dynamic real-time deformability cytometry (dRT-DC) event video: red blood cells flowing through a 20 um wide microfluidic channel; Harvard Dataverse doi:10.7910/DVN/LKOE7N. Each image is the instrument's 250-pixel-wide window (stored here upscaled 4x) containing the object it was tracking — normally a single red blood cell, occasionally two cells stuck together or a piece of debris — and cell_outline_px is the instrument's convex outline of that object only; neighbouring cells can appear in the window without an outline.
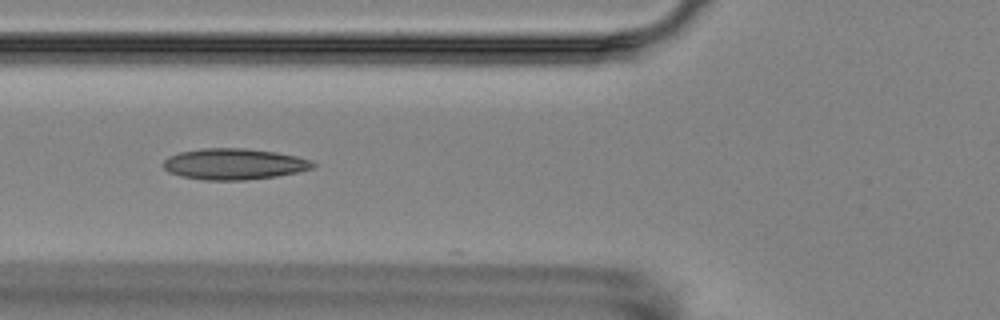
{"species": "Egyptian fruit bat (a non-hibernating species)", "species_latin": "Rousettus aegyptiacus", "temperature_condition": "room temperature", "stored_images_in_passage": 14, "camera_frame_rate_fps": 3000, "um_per_image_px": 0.085, "animal": {"sex": "female"}, "frame": {"image": 1, "passage_image": 4, "time_ms": 3.333, "image_size_px": [1000, 320], "cell_outline_px": [[316, 164], [312, 168], [296, 172], [276, 176], [244, 180], [200, 180], [180, 176], [168, 172], [164, 168], [164, 160], [168, 156], [180, 152], [200, 148], [248, 148], [276, 152], [296, 156], [312, 160]], "centroid_in_image_um": [19.87, 13.94], "position_along_channel_um": 105.9, "area_um2": 27.22}}
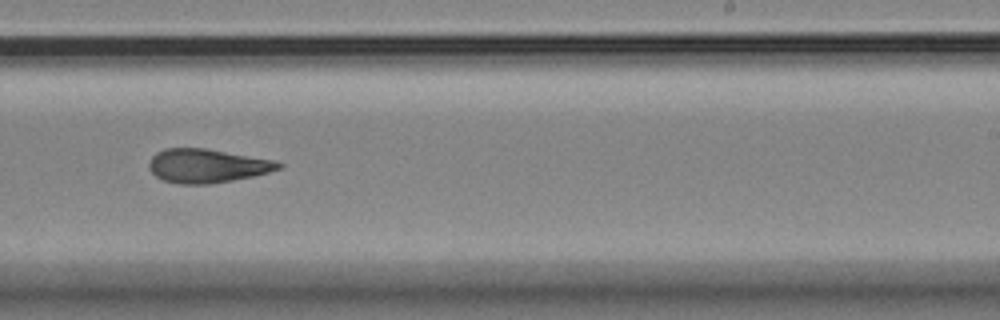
{"frame": {"image": 2, "passage_image": 8, "time_ms": 8.0, "image_size_px": [1000, 320], "cell_outline_px": [[284, 164], [280, 168], [268, 172], [252, 176], [232, 180], [208, 184], [180, 184], [164, 180], [156, 176], [148, 168], [148, 164], [152, 156], [156, 152], [164, 148], [204, 148], [276, 160]], "centroid_in_image_um": [17.59, 14.08], "position_along_channel_um": 271.4, "area_um2": 25.43}}
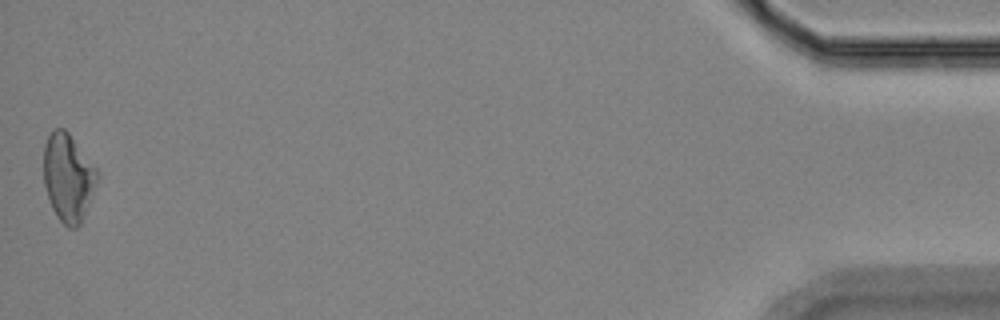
{"frame": {"image": 3, "passage_image": 14, "time_ms": 15.0, "image_size_px": [1000, 320], "cell_outline_px": [[100, 176], [80, 224], [76, 228], [68, 228], [56, 216], [52, 208], [44, 184], [44, 144], [48, 136], [56, 128], [64, 128], [68, 132], [96, 168]], "centroid_in_image_um": [5.79, 15.09], "position_along_channel_um": 429.4, "area_um2": 27.17}, "authors_computed_cell_mechanics": {"area_um2": 25.4031, "velocity_mm_per_s": 3.5445, "shape_relaxation_time_tau1_ms": null, "shape_relaxation_time_tau2_ms": 4.9456, "deformation_change_tau1": null, "deformation_change_tau2": 0.1193}}